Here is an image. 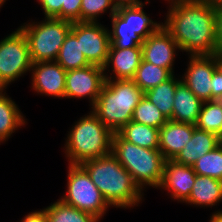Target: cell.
I'll list each match as a JSON object with an SVG mask.
<instances>
[{
	"label": "cell",
	"instance_id": "484cf974",
	"mask_svg": "<svg viewBox=\"0 0 222 222\" xmlns=\"http://www.w3.org/2000/svg\"><path fill=\"white\" fill-rule=\"evenodd\" d=\"M172 76L173 74L168 69L142 59L132 80L145 93L147 90L164 83Z\"/></svg>",
	"mask_w": 222,
	"mask_h": 222
},
{
	"label": "cell",
	"instance_id": "7a4b0ae2",
	"mask_svg": "<svg viewBox=\"0 0 222 222\" xmlns=\"http://www.w3.org/2000/svg\"><path fill=\"white\" fill-rule=\"evenodd\" d=\"M80 165L110 206L126 209L138 206L142 201L143 191L112 153L86 160Z\"/></svg>",
	"mask_w": 222,
	"mask_h": 222
},
{
	"label": "cell",
	"instance_id": "6da1fadb",
	"mask_svg": "<svg viewBox=\"0 0 222 222\" xmlns=\"http://www.w3.org/2000/svg\"><path fill=\"white\" fill-rule=\"evenodd\" d=\"M169 11L163 27L190 55L217 54L216 4L191 0H167Z\"/></svg>",
	"mask_w": 222,
	"mask_h": 222
},
{
	"label": "cell",
	"instance_id": "d6986e66",
	"mask_svg": "<svg viewBox=\"0 0 222 222\" xmlns=\"http://www.w3.org/2000/svg\"><path fill=\"white\" fill-rule=\"evenodd\" d=\"M202 103L181 80L176 86L170 120L196 125Z\"/></svg>",
	"mask_w": 222,
	"mask_h": 222
},
{
	"label": "cell",
	"instance_id": "e0dca14e",
	"mask_svg": "<svg viewBox=\"0 0 222 222\" xmlns=\"http://www.w3.org/2000/svg\"><path fill=\"white\" fill-rule=\"evenodd\" d=\"M196 125L168 120L159 129V150L165 160H173L191 139Z\"/></svg>",
	"mask_w": 222,
	"mask_h": 222
},
{
	"label": "cell",
	"instance_id": "52a82bcc",
	"mask_svg": "<svg viewBox=\"0 0 222 222\" xmlns=\"http://www.w3.org/2000/svg\"><path fill=\"white\" fill-rule=\"evenodd\" d=\"M43 20L19 26L27 39L33 63L55 61L73 24L71 21L52 17H45Z\"/></svg>",
	"mask_w": 222,
	"mask_h": 222
},
{
	"label": "cell",
	"instance_id": "7c38bea8",
	"mask_svg": "<svg viewBox=\"0 0 222 222\" xmlns=\"http://www.w3.org/2000/svg\"><path fill=\"white\" fill-rule=\"evenodd\" d=\"M188 56L190 61L181 80L202 102L211 101V79L216 69V54Z\"/></svg>",
	"mask_w": 222,
	"mask_h": 222
},
{
	"label": "cell",
	"instance_id": "2e32d148",
	"mask_svg": "<svg viewBox=\"0 0 222 222\" xmlns=\"http://www.w3.org/2000/svg\"><path fill=\"white\" fill-rule=\"evenodd\" d=\"M141 60V47L125 49L109 48L108 60L104 66V77L105 79L111 80L133 79ZM110 67L112 69L111 71H113L111 73L109 69ZM106 70L110 73V75H108Z\"/></svg>",
	"mask_w": 222,
	"mask_h": 222
},
{
	"label": "cell",
	"instance_id": "5b68a950",
	"mask_svg": "<svg viewBox=\"0 0 222 222\" xmlns=\"http://www.w3.org/2000/svg\"><path fill=\"white\" fill-rule=\"evenodd\" d=\"M112 154L144 191L158 188L163 178L165 158L159 149H148L124 140L118 133L112 138Z\"/></svg>",
	"mask_w": 222,
	"mask_h": 222
},
{
	"label": "cell",
	"instance_id": "9a60e30c",
	"mask_svg": "<svg viewBox=\"0 0 222 222\" xmlns=\"http://www.w3.org/2000/svg\"><path fill=\"white\" fill-rule=\"evenodd\" d=\"M196 175L192 166L166 160L163 178L157 189L167 190L171 198L184 203L189 198Z\"/></svg>",
	"mask_w": 222,
	"mask_h": 222
},
{
	"label": "cell",
	"instance_id": "ffe728a7",
	"mask_svg": "<svg viewBox=\"0 0 222 222\" xmlns=\"http://www.w3.org/2000/svg\"><path fill=\"white\" fill-rule=\"evenodd\" d=\"M220 202H222V181L209 176L196 175L192 191L184 203L207 208Z\"/></svg>",
	"mask_w": 222,
	"mask_h": 222
},
{
	"label": "cell",
	"instance_id": "44dd1931",
	"mask_svg": "<svg viewBox=\"0 0 222 222\" xmlns=\"http://www.w3.org/2000/svg\"><path fill=\"white\" fill-rule=\"evenodd\" d=\"M26 123L15 101L7 96L5 89H0V143L8 141L10 136Z\"/></svg>",
	"mask_w": 222,
	"mask_h": 222
},
{
	"label": "cell",
	"instance_id": "5bb4252c",
	"mask_svg": "<svg viewBox=\"0 0 222 222\" xmlns=\"http://www.w3.org/2000/svg\"><path fill=\"white\" fill-rule=\"evenodd\" d=\"M32 89L40 95L65 98L66 70L56 61L33 63Z\"/></svg>",
	"mask_w": 222,
	"mask_h": 222
},
{
	"label": "cell",
	"instance_id": "603a6c76",
	"mask_svg": "<svg viewBox=\"0 0 222 222\" xmlns=\"http://www.w3.org/2000/svg\"><path fill=\"white\" fill-rule=\"evenodd\" d=\"M181 79L173 75L170 79L147 90L144 95L161 111V113L170 120L172 118L174 95L177 84Z\"/></svg>",
	"mask_w": 222,
	"mask_h": 222
},
{
	"label": "cell",
	"instance_id": "4fadbf2b",
	"mask_svg": "<svg viewBox=\"0 0 222 222\" xmlns=\"http://www.w3.org/2000/svg\"><path fill=\"white\" fill-rule=\"evenodd\" d=\"M142 59L156 66L168 69L173 75L176 50H180L177 42L163 25L149 35L141 45Z\"/></svg>",
	"mask_w": 222,
	"mask_h": 222
},
{
	"label": "cell",
	"instance_id": "9c48e42d",
	"mask_svg": "<svg viewBox=\"0 0 222 222\" xmlns=\"http://www.w3.org/2000/svg\"><path fill=\"white\" fill-rule=\"evenodd\" d=\"M32 65L28 42L20 28L0 41V89L30 73Z\"/></svg>",
	"mask_w": 222,
	"mask_h": 222
},
{
	"label": "cell",
	"instance_id": "f35d334b",
	"mask_svg": "<svg viewBox=\"0 0 222 222\" xmlns=\"http://www.w3.org/2000/svg\"><path fill=\"white\" fill-rule=\"evenodd\" d=\"M6 2V0H0V8L2 7V5Z\"/></svg>",
	"mask_w": 222,
	"mask_h": 222
},
{
	"label": "cell",
	"instance_id": "d4e9b609",
	"mask_svg": "<svg viewBox=\"0 0 222 222\" xmlns=\"http://www.w3.org/2000/svg\"><path fill=\"white\" fill-rule=\"evenodd\" d=\"M43 210L48 222H100L93 214L67 205L60 199Z\"/></svg>",
	"mask_w": 222,
	"mask_h": 222
},
{
	"label": "cell",
	"instance_id": "8992f818",
	"mask_svg": "<svg viewBox=\"0 0 222 222\" xmlns=\"http://www.w3.org/2000/svg\"><path fill=\"white\" fill-rule=\"evenodd\" d=\"M120 6L117 7L116 13L110 18L112 28L110 34V47L109 48H133L141 47L143 40L149 35L156 32L163 22L153 21L144 11V5Z\"/></svg>",
	"mask_w": 222,
	"mask_h": 222
},
{
	"label": "cell",
	"instance_id": "d6a6232c",
	"mask_svg": "<svg viewBox=\"0 0 222 222\" xmlns=\"http://www.w3.org/2000/svg\"><path fill=\"white\" fill-rule=\"evenodd\" d=\"M82 0H67V8L61 9V19L71 22H80Z\"/></svg>",
	"mask_w": 222,
	"mask_h": 222
},
{
	"label": "cell",
	"instance_id": "30bf717a",
	"mask_svg": "<svg viewBox=\"0 0 222 222\" xmlns=\"http://www.w3.org/2000/svg\"><path fill=\"white\" fill-rule=\"evenodd\" d=\"M70 31L80 41L81 51L87 61L104 68L111 44L109 29L100 22H73Z\"/></svg>",
	"mask_w": 222,
	"mask_h": 222
},
{
	"label": "cell",
	"instance_id": "3957f363",
	"mask_svg": "<svg viewBox=\"0 0 222 222\" xmlns=\"http://www.w3.org/2000/svg\"><path fill=\"white\" fill-rule=\"evenodd\" d=\"M143 97L144 92L132 79H105L91 110L107 128L117 133L132 121L133 111Z\"/></svg>",
	"mask_w": 222,
	"mask_h": 222
},
{
	"label": "cell",
	"instance_id": "cb8c5ba5",
	"mask_svg": "<svg viewBox=\"0 0 222 222\" xmlns=\"http://www.w3.org/2000/svg\"><path fill=\"white\" fill-rule=\"evenodd\" d=\"M59 63L66 71L74 70L86 67L90 65L81 51L80 41L70 31L65 37L64 43L62 44L57 59Z\"/></svg>",
	"mask_w": 222,
	"mask_h": 222
},
{
	"label": "cell",
	"instance_id": "83f0119b",
	"mask_svg": "<svg viewBox=\"0 0 222 222\" xmlns=\"http://www.w3.org/2000/svg\"><path fill=\"white\" fill-rule=\"evenodd\" d=\"M192 167L197 175L222 181V142L212 151L198 158Z\"/></svg>",
	"mask_w": 222,
	"mask_h": 222
},
{
	"label": "cell",
	"instance_id": "8d00e7d4",
	"mask_svg": "<svg viewBox=\"0 0 222 222\" xmlns=\"http://www.w3.org/2000/svg\"><path fill=\"white\" fill-rule=\"evenodd\" d=\"M209 222H222V211H215L211 216Z\"/></svg>",
	"mask_w": 222,
	"mask_h": 222
},
{
	"label": "cell",
	"instance_id": "4316f807",
	"mask_svg": "<svg viewBox=\"0 0 222 222\" xmlns=\"http://www.w3.org/2000/svg\"><path fill=\"white\" fill-rule=\"evenodd\" d=\"M196 127L222 139V100L202 103Z\"/></svg>",
	"mask_w": 222,
	"mask_h": 222
},
{
	"label": "cell",
	"instance_id": "ab89813d",
	"mask_svg": "<svg viewBox=\"0 0 222 222\" xmlns=\"http://www.w3.org/2000/svg\"><path fill=\"white\" fill-rule=\"evenodd\" d=\"M220 8H222V0H220L217 4Z\"/></svg>",
	"mask_w": 222,
	"mask_h": 222
},
{
	"label": "cell",
	"instance_id": "ac0fdd59",
	"mask_svg": "<svg viewBox=\"0 0 222 222\" xmlns=\"http://www.w3.org/2000/svg\"><path fill=\"white\" fill-rule=\"evenodd\" d=\"M220 143L221 138L216 134L196 127L189 142L173 160L180 164L193 166L198 158L212 151Z\"/></svg>",
	"mask_w": 222,
	"mask_h": 222
},
{
	"label": "cell",
	"instance_id": "1f68e13d",
	"mask_svg": "<svg viewBox=\"0 0 222 222\" xmlns=\"http://www.w3.org/2000/svg\"><path fill=\"white\" fill-rule=\"evenodd\" d=\"M44 13V17L61 19V9L67 8V0H41L39 2Z\"/></svg>",
	"mask_w": 222,
	"mask_h": 222
},
{
	"label": "cell",
	"instance_id": "836d02e7",
	"mask_svg": "<svg viewBox=\"0 0 222 222\" xmlns=\"http://www.w3.org/2000/svg\"><path fill=\"white\" fill-rule=\"evenodd\" d=\"M216 48L217 54L222 55V8L216 4Z\"/></svg>",
	"mask_w": 222,
	"mask_h": 222
},
{
	"label": "cell",
	"instance_id": "8fae6325",
	"mask_svg": "<svg viewBox=\"0 0 222 222\" xmlns=\"http://www.w3.org/2000/svg\"><path fill=\"white\" fill-rule=\"evenodd\" d=\"M104 83V68L101 66L90 64L83 68L68 70L65 79V98L88 97L92 107Z\"/></svg>",
	"mask_w": 222,
	"mask_h": 222
},
{
	"label": "cell",
	"instance_id": "7402d4cb",
	"mask_svg": "<svg viewBox=\"0 0 222 222\" xmlns=\"http://www.w3.org/2000/svg\"><path fill=\"white\" fill-rule=\"evenodd\" d=\"M124 140L137 146L158 149L159 129L130 121L117 132Z\"/></svg>",
	"mask_w": 222,
	"mask_h": 222
},
{
	"label": "cell",
	"instance_id": "4dcf8cb0",
	"mask_svg": "<svg viewBox=\"0 0 222 222\" xmlns=\"http://www.w3.org/2000/svg\"><path fill=\"white\" fill-rule=\"evenodd\" d=\"M211 82V100H222V55L216 54V69Z\"/></svg>",
	"mask_w": 222,
	"mask_h": 222
},
{
	"label": "cell",
	"instance_id": "d590c367",
	"mask_svg": "<svg viewBox=\"0 0 222 222\" xmlns=\"http://www.w3.org/2000/svg\"><path fill=\"white\" fill-rule=\"evenodd\" d=\"M116 7L120 6H129V5H138L143 3L140 0H112Z\"/></svg>",
	"mask_w": 222,
	"mask_h": 222
},
{
	"label": "cell",
	"instance_id": "f1b7e54d",
	"mask_svg": "<svg viewBox=\"0 0 222 222\" xmlns=\"http://www.w3.org/2000/svg\"><path fill=\"white\" fill-rule=\"evenodd\" d=\"M132 121L160 129L168 120L144 95L133 111Z\"/></svg>",
	"mask_w": 222,
	"mask_h": 222
},
{
	"label": "cell",
	"instance_id": "ba28073f",
	"mask_svg": "<svg viewBox=\"0 0 222 222\" xmlns=\"http://www.w3.org/2000/svg\"><path fill=\"white\" fill-rule=\"evenodd\" d=\"M68 169L66 194L60 200L101 220L111 206L80 164H69Z\"/></svg>",
	"mask_w": 222,
	"mask_h": 222
},
{
	"label": "cell",
	"instance_id": "e575fe53",
	"mask_svg": "<svg viewBox=\"0 0 222 222\" xmlns=\"http://www.w3.org/2000/svg\"><path fill=\"white\" fill-rule=\"evenodd\" d=\"M20 222H48L45 211L42 209L33 211L24 216Z\"/></svg>",
	"mask_w": 222,
	"mask_h": 222
},
{
	"label": "cell",
	"instance_id": "277c9868",
	"mask_svg": "<svg viewBox=\"0 0 222 222\" xmlns=\"http://www.w3.org/2000/svg\"><path fill=\"white\" fill-rule=\"evenodd\" d=\"M74 124L64 144L68 165L112 153L114 133L92 111Z\"/></svg>",
	"mask_w": 222,
	"mask_h": 222
},
{
	"label": "cell",
	"instance_id": "74e56055",
	"mask_svg": "<svg viewBox=\"0 0 222 222\" xmlns=\"http://www.w3.org/2000/svg\"><path fill=\"white\" fill-rule=\"evenodd\" d=\"M191 1H196V2H210L214 4H218L220 0H191Z\"/></svg>",
	"mask_w": 222,
	"mask_h": 222
},
{
	"label": "cell",
	"instance_id": "f546056e",
	"mask_svg": "<svg viewBox=\"0 0 222 222\" xmlns=\"http://www.w3.org/2000/svg\"><path fill=\"white\" fill-rule=\"evenodd\" d=\"M109 8V17H111L117 11V7L112 0H82L80 22H97L99 21L97 18L102 16Z\"/></svg>",
	"mask_w": 222,
	"mask_h": 222
}]
</instances>
